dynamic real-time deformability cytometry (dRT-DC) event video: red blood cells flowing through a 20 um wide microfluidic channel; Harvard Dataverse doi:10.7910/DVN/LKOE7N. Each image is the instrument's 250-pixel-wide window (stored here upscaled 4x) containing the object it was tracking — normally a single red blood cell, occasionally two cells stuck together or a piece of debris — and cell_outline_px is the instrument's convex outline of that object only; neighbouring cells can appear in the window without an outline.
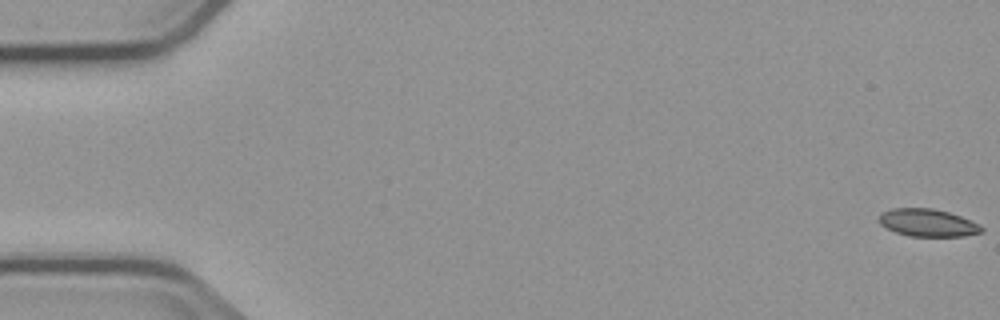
{"species": "common noctule bat (a hibernating species)", "species_latin": "Nyctalus noctula", "temperature_condition": "cold", "stored_images_in_passage": 8, "camera_frame_rate_fps": 3000, "um_per_image_px": 0.085, "animal": {"sex": "male", "body_mass_g": 23.1, "forearm_length_mm": 52.7}, "frame": {"image": 1, "passage_image": 1, "time_ms": 0.0, "image_size_px": [1000, 320], "cell_outline_px": [[984, 232], [964, 236], [908, 236], [896, 232], [880, 224], [876, 220], [880, 212], [892, 208], [932, 208], [948, 212], [960, 216], [980, 224], [984, 228]], "centroid_in_image_um": [78.84, 18.93], "position_along_channel_um": 6.2, "area_um2": 16.65}}
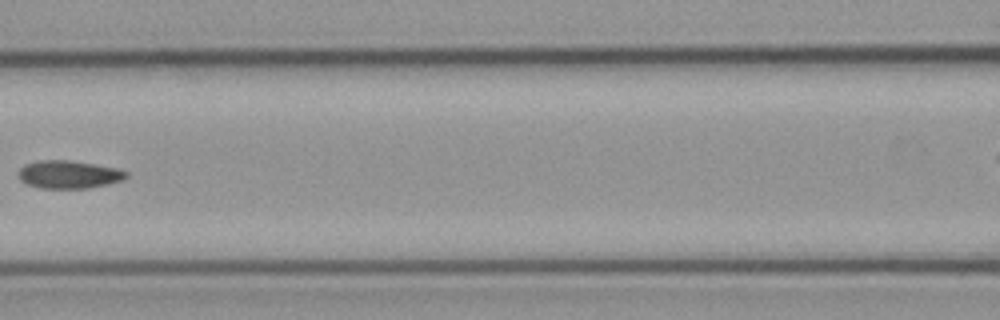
{"frame": {"image": 2, "passage_image": 7, "time_ms": 8.333, "image_size_px": [1000, 320], "cell_outline_px": [[128, 176], [124, 180], [108, 184], [88, 188], [40, 188], [28, 184], [20, 180], [20, 168], [24, 164], [40, 160], [68, 160], [116, 168], [128, 172]], "centroid_in_image_um": [5.87, 14.83], "position_along_channel_um": 160.7, "area_um2": 17.4}}
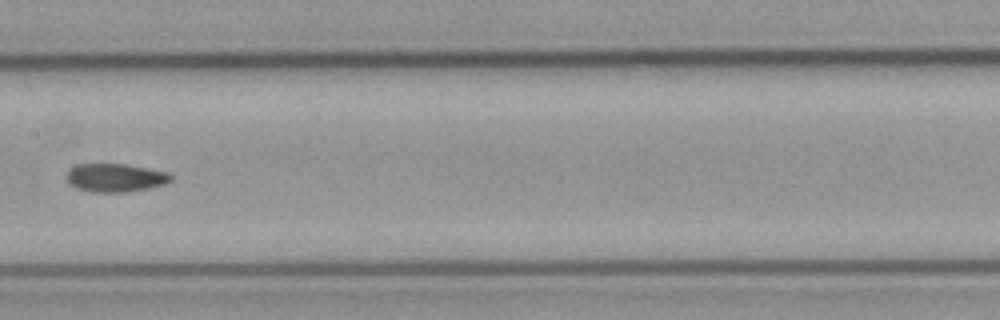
{"frame": {"image": 3, "passage_image": 8, "time_ms": 9.333, "image_size_px": [1000, 320], "cell_outline_px": [[172, 180], [164, 184], [148, 188], [124, 192], [92, 192], [76, 188], [68, 184], [64, 176], [68, 168], [76, 164], [124, 164], [168, 172], [172, 176]], "centroid_in_image_um": [9.72, 15.1], "position_along_channel_um": 197.7, "area_um2": 17.4}}